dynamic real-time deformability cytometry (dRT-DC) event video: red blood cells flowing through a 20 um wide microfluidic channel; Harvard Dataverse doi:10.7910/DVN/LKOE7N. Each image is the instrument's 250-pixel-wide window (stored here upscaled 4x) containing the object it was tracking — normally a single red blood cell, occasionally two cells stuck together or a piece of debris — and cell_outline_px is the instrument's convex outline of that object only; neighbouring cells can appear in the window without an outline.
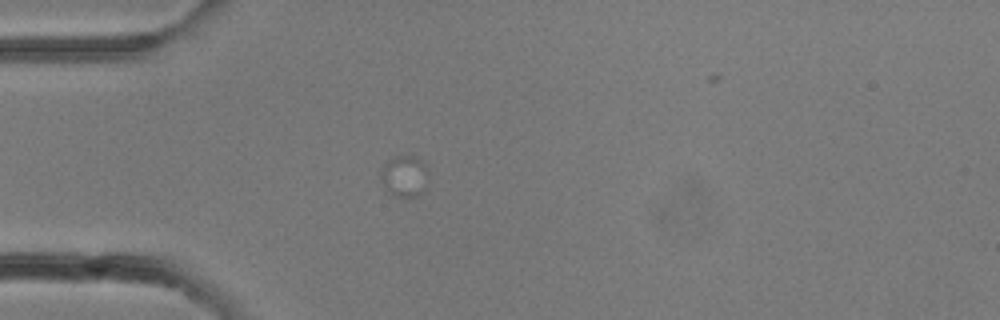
{"species": "common noctule bat (a hibernating species)", "species_latin": "Nyctalus noctula", "temperature_condition": "room temperature", "stored_images_in_passage": 2, "camera_frame_rate_fps": 3000, "um_per_image_px": 0.085, "animal": {"sex": "female"}, "frame": {"image": 1, "passage_image": 1, "time_ms": 0.0, "image_size_px": [1000, 320], "cell_outline_px": [[428, 184], [420, 196], [396, 196], [388, 192], [384, 188], [380, 180], [380, 172], [384, 164], [392, 156], [416, 156], [424, 160], [428, 172]], "centroid_in_image_um": [34.4, 14.96], "position_along_channel_um": 50.6, "area_um2": 11.91}}